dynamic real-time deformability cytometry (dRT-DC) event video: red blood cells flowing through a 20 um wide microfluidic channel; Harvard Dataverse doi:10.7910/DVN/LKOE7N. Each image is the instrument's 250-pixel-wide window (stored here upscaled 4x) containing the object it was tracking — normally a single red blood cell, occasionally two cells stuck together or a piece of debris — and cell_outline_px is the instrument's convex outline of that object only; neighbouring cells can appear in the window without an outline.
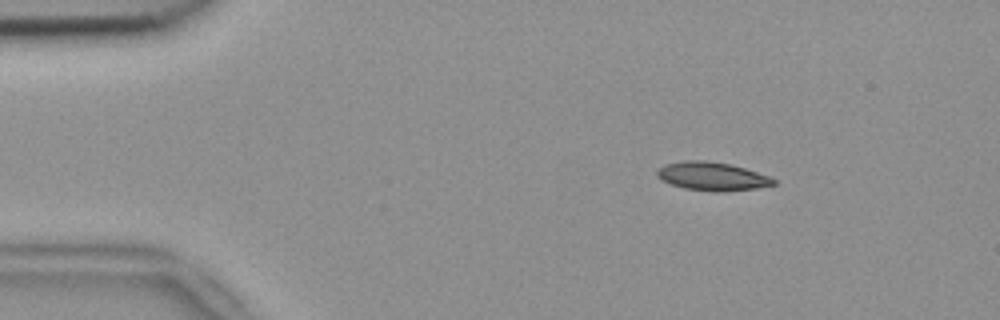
{"species": "common noctule bat (a hibernating species)", "species_latin": "Nyctalus noctula", "temperature_condition": "room temperature", "stored_images_in_passage": 54, "camera_frame_rate_fps": 3000, "um_per_image_px": 0.085, "animal": {"sex": "female", "body_mass_g": 18.4}, "frame": {"image": 1, "passage_image": 8, "time_ms": 2.333, "image_size_px": [1000, 320], "cell_outline_px": [[776, 184], [756, 188], [724, 192], [712, 192], [684, 188], [672, 184], [656, 176], [656, 172], [664, 164], [684, 160], [704, 160], [728, 164], [744, 168], [768, 176], [776, 180]], "centroid_in_image_um": [60.52, 14.99], "position_along_channel_um": 24.5, "area_um2": 19.19}}
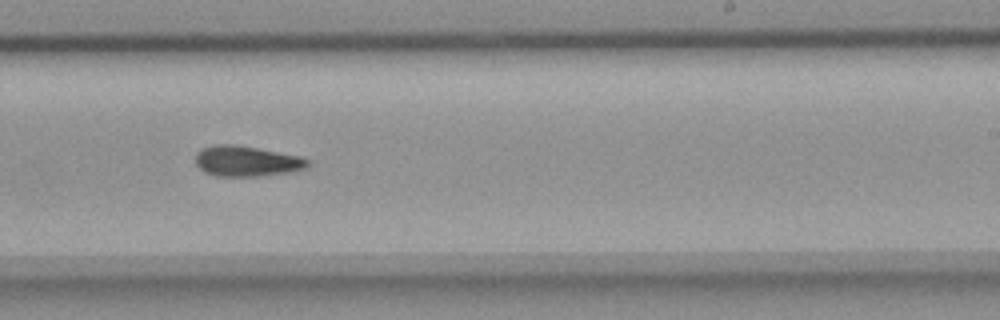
{"frame": {"image": 2, "passage_image": 33, "time_ms": 10.667, "image_size_px": [1000, 320], "cell_outline_px": [[312, 164], [304, 168], [288, 172], [260, 176], [216, 176], [204, 172], [196, 164], [196, 152], [200, 148], [212, 144], [232, 144], [304, 156]], "centroid_in_image_um": [20.95, 13.69], "position_along_channel_um": 268.0, "area_um2": 20.11}}
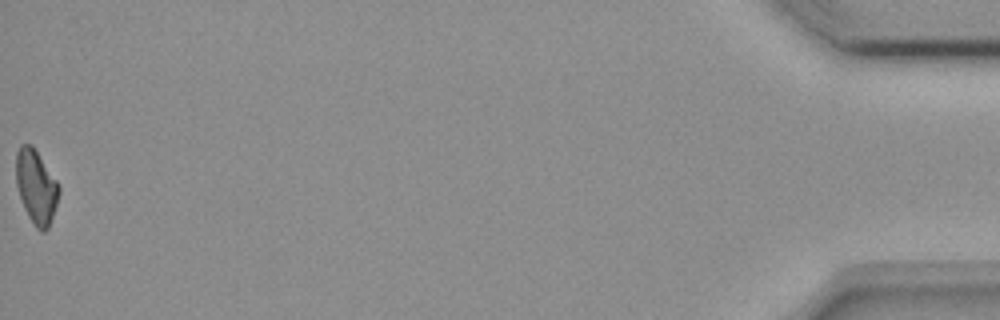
{"frame": {"image": 3, "passage_image": 54, "time_ms": 17.667, "image_size_px": [1000, 320], "cell_outline_px": [[60, 192], [48, 228], [44, 232], [40, 232], [36, 228], [28, 216], [24, 208], [16, 184], [16, 152], [20, 144], [32, 144], [56, 180], [60, 188]], "centroid_in_image_um": [3.06, 15.86], "position_along_channel_um": 432.1, "area_um2": 18.32}, "authors_computed_cell_mechanics": {"area_um2": 19.1318, "velocity_mm_per_s": 3.7686, "shape_relaxation_time_tau1_ms": null, "shape_relaxation_time_tau2_ms": 5.5437, "deformation_change_tau1": null, "deformation_change_tau2": 0.1361}}